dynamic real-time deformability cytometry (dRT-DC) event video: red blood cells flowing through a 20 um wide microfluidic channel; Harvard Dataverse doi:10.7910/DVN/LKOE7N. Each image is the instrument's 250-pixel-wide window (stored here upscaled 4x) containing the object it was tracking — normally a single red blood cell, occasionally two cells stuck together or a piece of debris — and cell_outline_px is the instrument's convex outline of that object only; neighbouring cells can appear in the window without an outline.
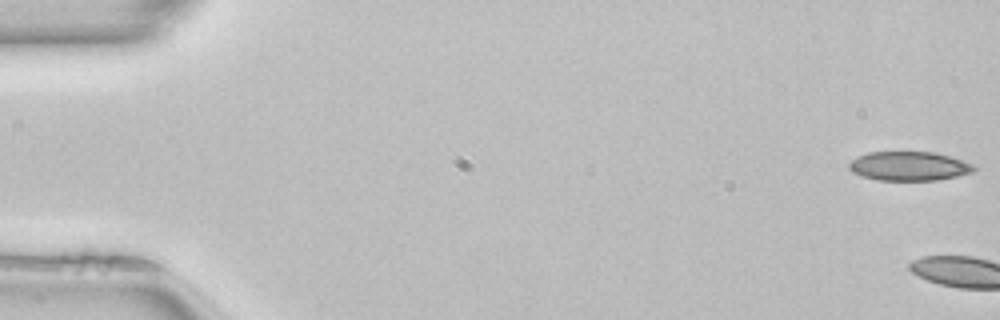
{"species": "common noctule bat (a hibernating species)", "species_latin": "Nyctalus noctula", "temperature_condition": "room temperature", "stored_images_in_passage": 4, "camera_frame_rate_fps": 3000, "um_per_image_px": 0.085, "animal": {"sex": "female", "body_mass_g": 22.7, "forearm_length_mm": 54.2}, "frame": {"image": 1, "passage_image": 1, "time_ms": 0.0, "image_size_px": [1000, 320], "cell_outline_px": [[976, 168], [972, 172], [956, 176], [936, 180], [880, 180], [864, 176], [852, 172], [848, 168], [848, 164], [856, 156], [868, 152], [936, 152], [972, 164]], "centroid_in_image_um": [77.23, 14.11], "position_along_channel_um": 7.8, "area_um2": 20.98}}